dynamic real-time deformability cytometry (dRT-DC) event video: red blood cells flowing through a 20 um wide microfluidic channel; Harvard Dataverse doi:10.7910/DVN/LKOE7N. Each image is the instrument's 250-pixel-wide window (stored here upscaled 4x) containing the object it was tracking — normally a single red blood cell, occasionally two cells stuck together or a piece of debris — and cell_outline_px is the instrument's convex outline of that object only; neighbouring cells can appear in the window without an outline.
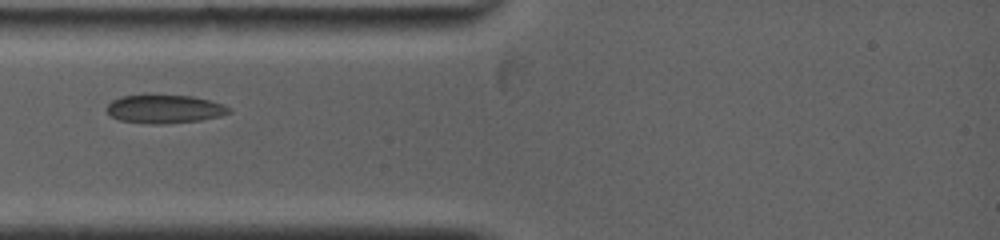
{"species": "common noctule bat (a hibernating species)", "species_latin": "Nyctalus noctula", "temperature_condition": "warm", "stored_images_in_passage": 63, "camera_frame_rate_fps": 5000, "um_per_image_px": 0.085, "animal": {"sex": "female", "body_mass_g": 19.0, "forearm_length_mm": 53.3}, "frame": {"image": 1, "passage_image": 1, "time_ms": 0.0, "image_size_px": [1000, 240], "cell_outline_px": [[232, 112], [220, 116], [200, 120], [164, 124], [148, 124], [120, 120], [112, 116], [108, 112], [108, 104], [112, 100], [120, 96], [192, 96], [224, 104], [232, 108]], "centroid_in_image_um": [14.03, 9.28], "position_along_channel_um": 71.0, "area_um2": 20.0}}
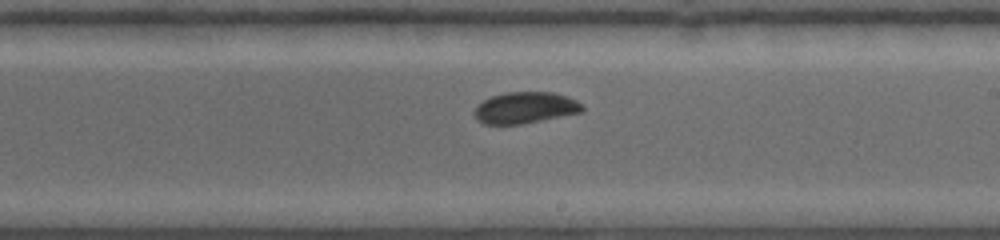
{"frame": {"image": 2, "passage_image": 25, "time_ms": 4.4, "image_size_px": [1000, 240], "cell_outline_px": [[584, 112], [520, 124], [484, 124], [476, 120], [472, 112], [476, 104], [492, 96], [504, 92], [552, 92], [568, 96], [576, 100], [584, 108]], "centroid_in_image_um": [44.6, 9.15], "position_along_channel_um": 244.4, "area_um2": 19.94}}
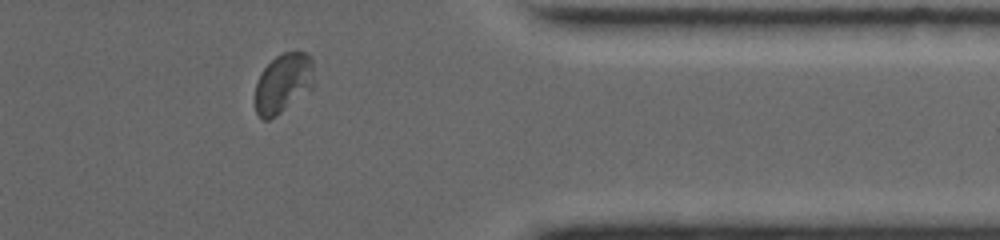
{"frame": {"image": 3, "passage_image": 52, "time_ms": 8.4, "image_size_px": [1000, 240], "cell_outline_px": [[312, 88], [276, 116], [268, 120], [260, 120], [256, 112], [256, 84], [264, 68], [276, 56], [284, 52], [304, 52], [312, 60]], "centroid_in_image_um": [24.04, 7.1], "position_along_channel_um": 387.4, "area_um2": 20.0}}